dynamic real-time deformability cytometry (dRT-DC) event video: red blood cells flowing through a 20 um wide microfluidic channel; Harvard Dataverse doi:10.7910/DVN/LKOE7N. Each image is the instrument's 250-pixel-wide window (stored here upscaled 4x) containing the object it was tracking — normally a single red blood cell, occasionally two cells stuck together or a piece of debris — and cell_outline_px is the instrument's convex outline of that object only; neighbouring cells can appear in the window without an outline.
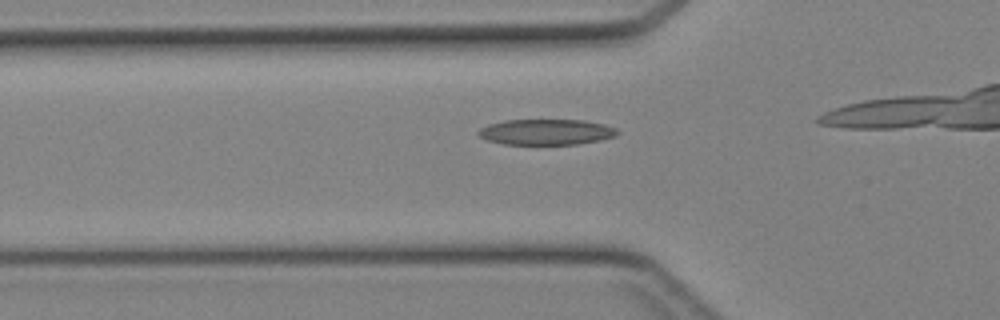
{"species": "Egyptian fruit bat (a non-hibernating species)", "species_latin": "Rousettus aegyptiacus", "temperature_condition": "cold", "stored_images_in_passage": 30, "camera_frame_rate_fps": 3000, "um_per_image_px": 0.085, "animal": {"sex": "female"}, "frame": {"image": 1, "passage_image": 10, "time_ms": 3.0, "image_size_px": [1000, 320], "cell_outline_px": [[620, 132], [616, 136], [600, 140], [576, 144], [504, 144], [488, 140], [480, 136], [476, 132], [480, 128], [488, 124], [504, 120], [584, 120], [604, 124], [616, 128]], "centroid_in_image_um": [46.44, 11.21], "position_along_channel_um": 79.4, "area_um2": 20.81}}
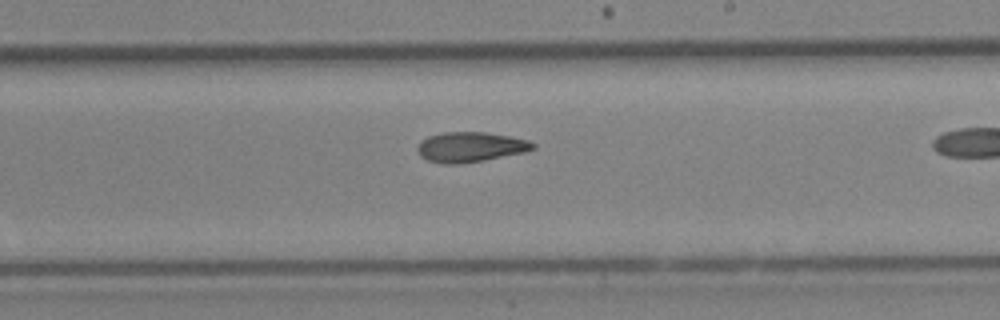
{"frame": {"image": 2, "passage_image": 21, "time_ms": 6.667, "image_size_px": [1000, 320], "cell_outline_px": [[536, 148], [524, 152], [484, 160], [456, 164], [444, 164], [428, 160], [420, 156], [416, 148], [420, 140], [428, 136], [444, 132], [484, 132], [508, 136], [528, 140], [536, 144]], "centroid_in_image_um": [39.96, 12.49], "position_along_channel_um": 249.0, "area_um2": 20.17}}
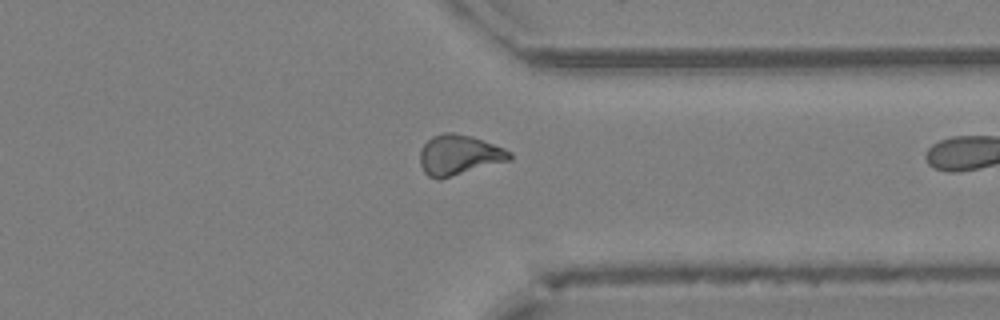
{"frame": {"image": 3, "passage_image": 29, "time_ms": 9.333, "image_size_px": [1000, 320], "cell_outline_px": [[512, 160], [440, 180], [436, 180], [428, 176], [424, 172], [420, 164], [420, 148], [432, 136], [444, 132], [452, 132], [472, 136], [504, 148], [512, 152]], "centroid_in_image_um": [39.02, 13.19], "position_along_channel_um": 372.4, "area_um2": 21.39}}